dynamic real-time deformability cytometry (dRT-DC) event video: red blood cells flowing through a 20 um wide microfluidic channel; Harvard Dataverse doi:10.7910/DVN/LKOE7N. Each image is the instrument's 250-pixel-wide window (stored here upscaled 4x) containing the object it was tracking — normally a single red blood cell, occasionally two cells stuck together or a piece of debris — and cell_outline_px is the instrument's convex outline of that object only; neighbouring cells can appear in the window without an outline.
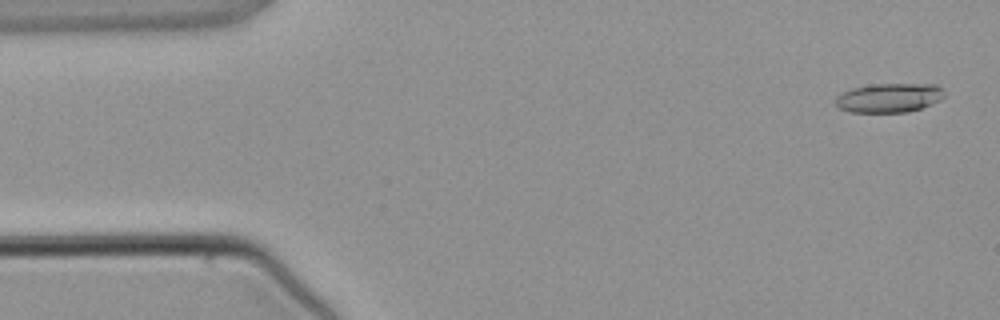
{"species": "common noctule bat (a hibernating species)", "species_latin": "Nyctalus noctula", "temperature_condition": "warm", "stored_images_in_passage": 5, "camera_frame_rate_fps": 3000, "um_per_image_px": 0.085, "animal": {"sex": "male", "body_mass_g": 21.5, "forearm_length_mm": 52.0}, "frame": {"image": 1, "passage_image": 1, "time_ms": 0.0, "image_size_px": [1000, 320], "cell_outline_px": [[944, 96], [940, 100], [920, 108], [908, 112], [852, 112], [840, 108], [836, 104], [836, 96], [852, 88], [872, 84], [936, 84], [944, 88]], "centroid_in_image_um": [75.6, 8.3], "position_along_channel_um": 9.4, "area_um2": 18.44}}
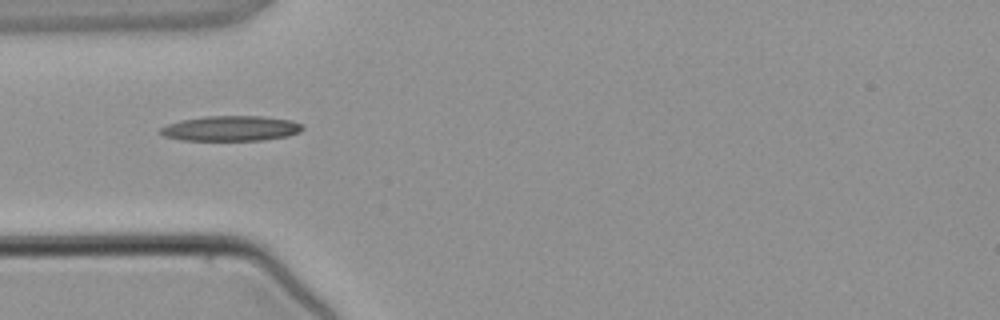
{"frame": {"image": 2, "passage_image": 4, "time_ms": 3.667, "image_size_px": [1000, 320], "cell_outline_px": [[304, 128], [300, 132], [288, 136], [264, 140], [180, 140], [164, 136], [156, 132], [160, 128], [168, 124], [180, 120], [204, 116], [260, 116], [292, 120], [304, 124]], "centroid_in_image_um": [19.63, 10.91], "position_along_channel_um": 65.4, "area_um2": 21.1}}